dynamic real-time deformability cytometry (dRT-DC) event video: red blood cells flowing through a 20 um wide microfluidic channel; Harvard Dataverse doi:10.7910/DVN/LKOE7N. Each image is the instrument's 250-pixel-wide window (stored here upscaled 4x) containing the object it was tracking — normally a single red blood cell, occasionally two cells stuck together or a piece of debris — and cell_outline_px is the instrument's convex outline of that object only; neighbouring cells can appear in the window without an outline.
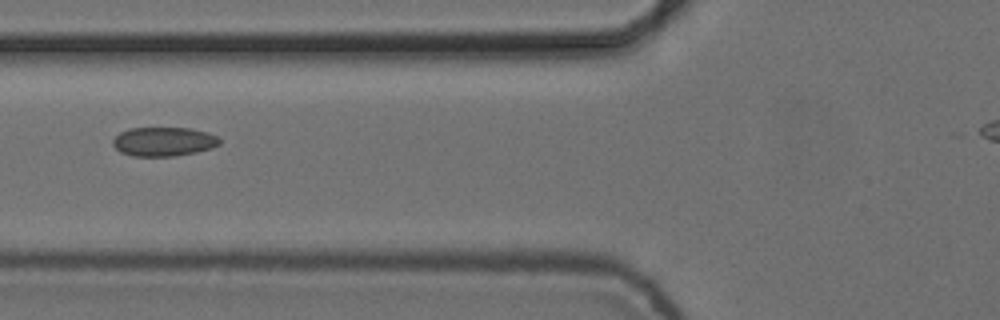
{"species": "common noctule bat (a hibernating species)", "species_latin": "Nyctalus noctula", "temperature_condition": "cold", "stored_images_in_passage": 9, "camera_frame_rate_fps": 3000, "um_per_image_px": 0.085, "animal": {"sex": "female", "body_mass_g": 24.6, "forearm_length_mm": 56.2}, "frame": {"image": 1, "passage_image": 6, "time_ms": 1.667, "image_size_px": [1000, 320], "cell_outline_px": [[220, 144], [212, 148], [196, 152], [176, 156], [132, 156], [120, 152], [112, 144], [112, 140], [120, 132], [128, 128], [192, 128], [208, 132], [216, 136], [220, 140]], "centroid_in_image_um": [13.91, 12.03], "position_along_channel_um": 111.9, "area_um2": 18.21}}
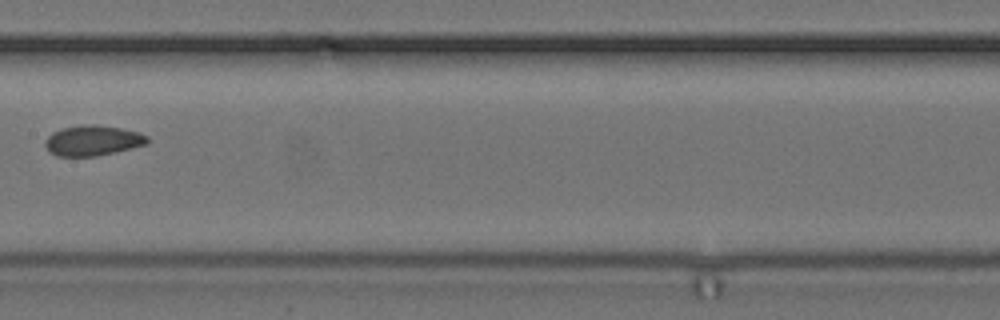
{"frame": {"image": 2, "passage_image": 8, "time_ms": 2.333, "image_size_px": [1000, 320], "cell_outline_px": [[148, 144], [132, 148], [96, 156], [56, 156], [48, 152], [44, 144], [44, 140], [52, 132], [60, 128], [88, 124], [92, 124], [120, 128], [140, 132], [148, 136]], "centroid_in_image_um": [7.85, 11.95], "position_along_channel_um": 199.5, "area_um2": 18.21}}
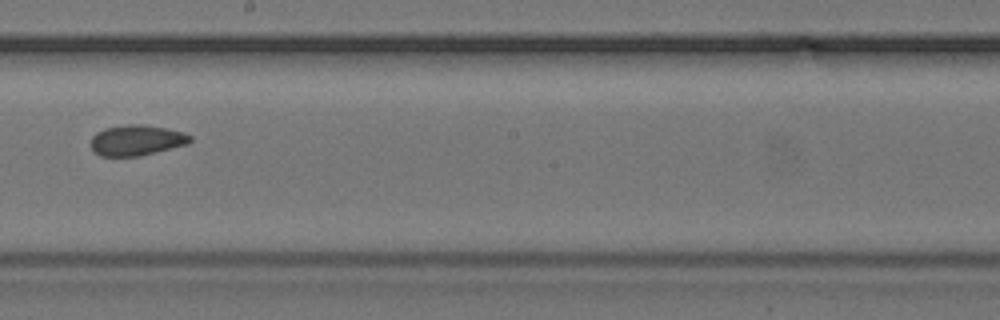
{"frame": {"image": 3, "passage_image": 9, "time_ms": 2.667, "image_size_px": [1000, 320], "cell_outline_px": [[192, 140], [188, 144], [140, 156], [100, 156], [92, 152], [88, 144], [92, 136], [96, 132], [104, 128], [128, 124], [144, 124], [184, 132], [192, 136]], "centroid_in_image_um": [11.56, 11.92], "position_along_channel_um": 236.6, "area_um2": 18.03}}